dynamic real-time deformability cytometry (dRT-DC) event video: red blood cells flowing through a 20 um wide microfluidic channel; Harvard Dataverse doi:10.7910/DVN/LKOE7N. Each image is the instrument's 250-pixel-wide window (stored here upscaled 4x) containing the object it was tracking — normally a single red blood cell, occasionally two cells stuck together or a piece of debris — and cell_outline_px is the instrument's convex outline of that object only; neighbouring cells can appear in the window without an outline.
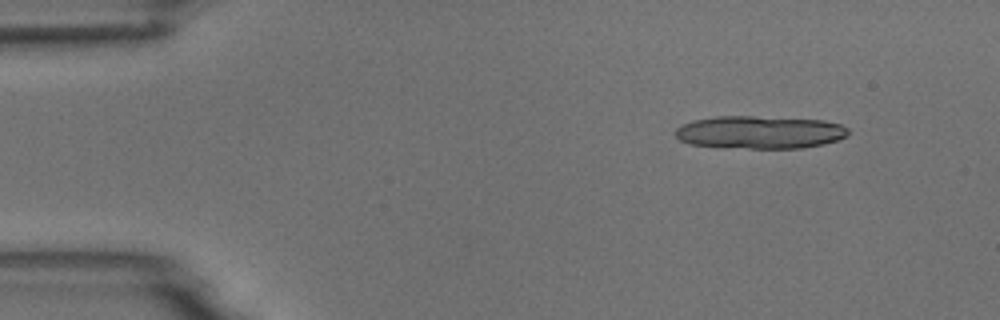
{"species": "common noctule bat (a hibernating species)", "species_latin": "Nyctalus noctula", "temperature_condition": "room temperature", "stored_images_in_passage": 6, "segment_of_instrument_passage": [2, 2], "camera_frame_rate_fps": 3000, "um_per_image_px": 0.085, "animal": {"sex": "male", "body_mass_g": 18.8}, "frame": {"image": 1, "passage_image": 6, "time_ms": 6.0, "image_size_px": [1000, 320], "cell_outline_px": [[848, 132], [844, 136], [836, 140], [824, 144], [800, 148], [748, 148], [688, 144], [680, 140], [676, 136], [676, 128], [684, 124], [696, 120], [716, 116], [752, 116], [824, 120], [840, 124], [848, 128]], "centroid_in_image_um": [64.59, 11.23], "position_along_channel_um": 20.4, "area_um2": 32.71}}